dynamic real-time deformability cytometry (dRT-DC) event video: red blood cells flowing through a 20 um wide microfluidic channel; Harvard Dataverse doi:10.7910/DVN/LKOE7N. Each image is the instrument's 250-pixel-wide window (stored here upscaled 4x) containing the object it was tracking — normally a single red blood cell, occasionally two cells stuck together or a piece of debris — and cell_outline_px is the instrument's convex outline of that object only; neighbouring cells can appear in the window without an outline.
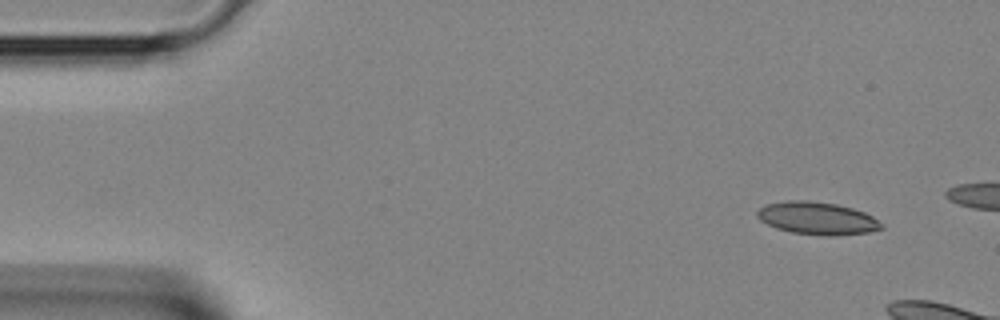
{"species": "Egyptian fruit bat (a non-hibernating species)", "species_latin": "Rousettus aegyptiacus", "temperature_condition": "room temperature", "stored_images_in_passage": 3, "camera_frame_rate_fps": 3000, "um_per_image_px": 0.085, "animal": {"sex": "female"}, "frame": {"image": 1, "passage_image": 1, "time_ms": 0.0, "image_size_px": [1000, 320], "cell_outline_px": [[884, 228], [868, 232], [832, 236], [828, 236], [792, 232], [776, 228], [760, 220], [756, 216], [756, 212], [764, 204], [788, 200], [808, 200], [836, 204], [852, 208], [864, 212], [872, 216], [884, 224]], "centroid_in_image_um": [69.46, 18.54], "position_along_channel_um": 15.5, "area_um2": 23.64}}